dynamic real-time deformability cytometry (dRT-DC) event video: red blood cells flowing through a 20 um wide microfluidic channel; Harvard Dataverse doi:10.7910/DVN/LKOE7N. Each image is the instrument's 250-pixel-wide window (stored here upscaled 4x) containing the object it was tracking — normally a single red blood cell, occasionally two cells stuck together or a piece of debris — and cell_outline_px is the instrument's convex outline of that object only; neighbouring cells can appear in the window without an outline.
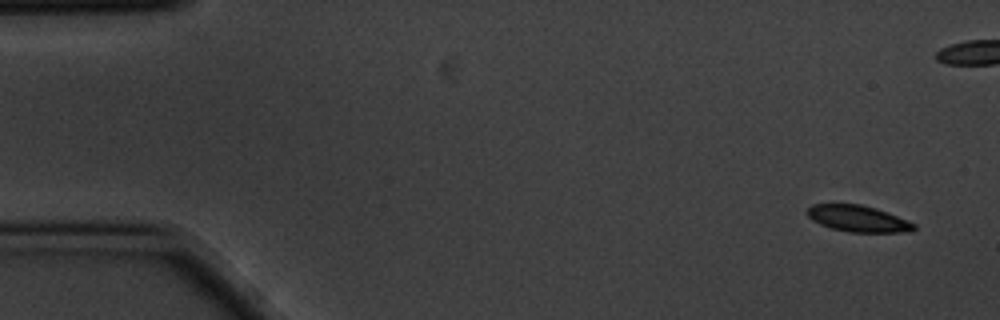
{"species": "common noctule bat (a hibernating species)", "species_latin": "Nyctalus noctula", "temperature_condition": "cold", "stored_images_in_passage": 16, "camera_frame_rate_fps": 3000, "um_per_image_px": 0.085, "animal": {"sex": "male", "body_mass_g": 20.1, "forearm_length_mm": 53.5}, "frame": {"image": 1, "passage_image": 1, "time_ms": 0.0, "image_size_px": [1000, 320], "cell_outline_px": [[916, 228], [912, 232], [848, 232], [832, 228], [820, 224], [812, 220], [804, 212], [812, 204], [860, 204], [876, 208], [908, 220], [916, 224]], "centroid_in_image_um": [72.94, 18.58], "position_along_channel_um": 12.1, "area_um2": 16.53}}
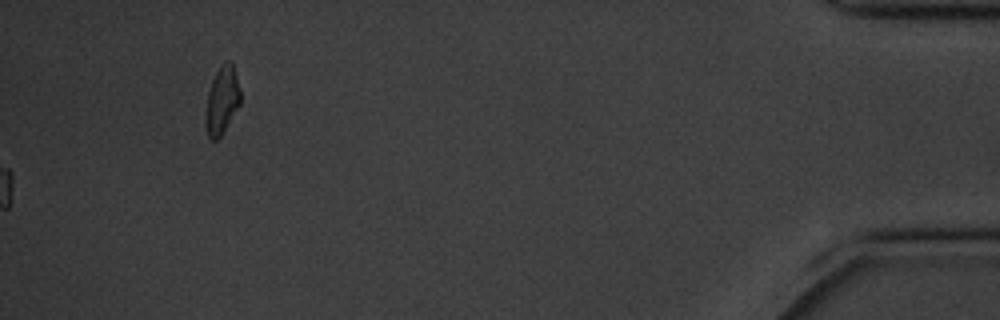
{"frame": {"image": 2, "passage_image": 16, "time_ms": 5.0, "image_size_px": [1000, 320], "cell_outline_px": [[240, 104], [220, 136], [216, 140], [212, 140], [208, 136], [204, 124], [204, 120], [208, 92], [212, 80], [220, 64], [224, 60], [232, 60], [240, 88]], "centroid_in_image_um": [18.86, 8.48], "position_along_channel_um": 416.3, "area_um2": 13.87}}